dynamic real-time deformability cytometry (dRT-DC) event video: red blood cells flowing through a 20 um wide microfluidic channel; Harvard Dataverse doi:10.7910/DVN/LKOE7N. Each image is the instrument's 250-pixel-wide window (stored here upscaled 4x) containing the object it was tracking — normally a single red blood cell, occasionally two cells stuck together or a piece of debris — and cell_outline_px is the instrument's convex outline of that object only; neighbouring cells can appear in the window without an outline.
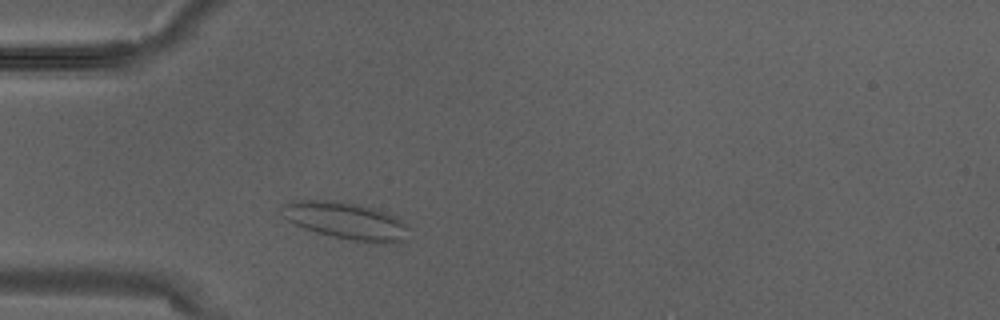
{"species": "Egyptian fruit bat (a non-hibernating species)", "species_latin": "Rousettus aegyptiacus", "temperature_condition": "warm", "stored_images_in_passage": 1, "camera_frame_rate_fps": 3000, "um_per_image_px": 0.085, "animal": {"sex": "male"}, "frame": {"image": 1, "passage_image": 1, "time_ms": 0.0, "image_size_px": [1000, 320], "cell_outline_px": [[408, 228], [404, 240], [384, 244], [352, 240], [328, 236], [304, 228], [288, 220], [284, 216], [280, 208], [284, 204], [292, 200], [336, 200], [376, 208], [396, 216], [404, 220]], "centroid_in_image_um": [29.42, 18.76], "position_along_channel_um": 55.6, "area_um2": 27.63}}